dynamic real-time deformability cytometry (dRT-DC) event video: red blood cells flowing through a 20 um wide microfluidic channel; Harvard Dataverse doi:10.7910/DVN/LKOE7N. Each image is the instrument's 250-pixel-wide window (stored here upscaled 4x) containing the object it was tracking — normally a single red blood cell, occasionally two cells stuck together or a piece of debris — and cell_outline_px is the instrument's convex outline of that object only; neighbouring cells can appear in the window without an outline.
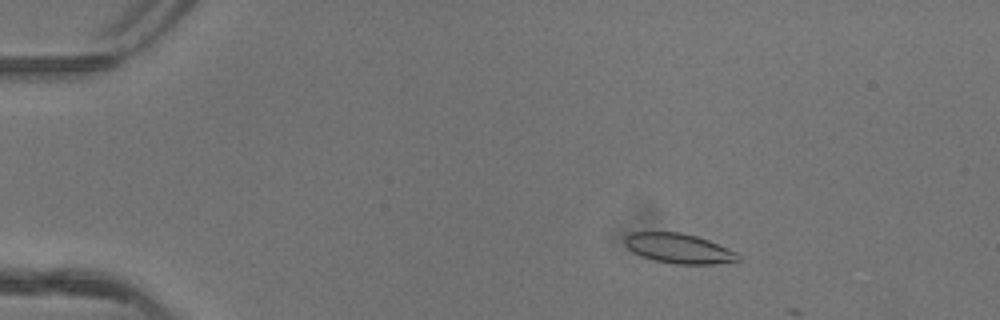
{"species": "common noctule bat (a hibernating species)", "species_latin": "Nyctalus noctula", "temperature_condition": "warm", "stored_images_in_passage": 6, "camera_frame_rate_fps": 3000, "um_per_image_px": 0.085, "animal": {"sex": "female"}, "frame": {"image": 1, "passage_image": 3, "time_ms": 0.667, "image_size_px": [1000, 320], "cell_outline_px": [[740, 260], [712, 264], [676, 264], [652, 260], [632, 252], [624, 244], [624, 236], [632, 232], [680, 232], [696, 236], [708, 240], [736, 252], [740, 256]], "centroid_in_image_um": [57.65, 21.11], "position_along_channel_um": 27.4, "area_um2": 19.65}}